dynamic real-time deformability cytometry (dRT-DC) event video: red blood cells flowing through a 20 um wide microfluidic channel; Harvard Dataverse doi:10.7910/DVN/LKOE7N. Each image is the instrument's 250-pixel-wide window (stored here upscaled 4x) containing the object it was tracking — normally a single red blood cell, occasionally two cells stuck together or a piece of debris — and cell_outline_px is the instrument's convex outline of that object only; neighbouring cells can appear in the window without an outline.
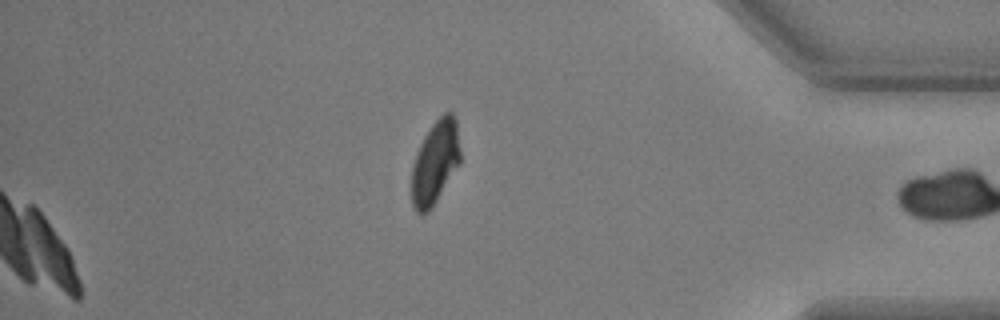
{"species": "common noctule bat (a hibernating species)", "species_latin": "Nyctalus noctula", "temperature_condition": "warm", "stored_images_in_passage": 45, "camera_frame_rate_fps": 3000, "um_per_image_px": 0.085, "animal": {"sex": "male", "body_mass_g": 17.9, "forearm_length_mm": 54.2}, "frame": {"image": 1, "passage_image": 45, "time_ms": 14.667, "image_size_px": [1000, 320], "cell_outline_px": [[460, 164], [432, 208], [428, 212], [420, 216], [416, 212], [412, 204], [412, 164], [416, 152], [424, 136], [432, 124], [444, 112], [452, 112], [456, 120], [460, 152]], "centroid_in_image_um": [36.98, 13.83], "position_along_channel_um": 398.2, "area_um2": 23.87}}